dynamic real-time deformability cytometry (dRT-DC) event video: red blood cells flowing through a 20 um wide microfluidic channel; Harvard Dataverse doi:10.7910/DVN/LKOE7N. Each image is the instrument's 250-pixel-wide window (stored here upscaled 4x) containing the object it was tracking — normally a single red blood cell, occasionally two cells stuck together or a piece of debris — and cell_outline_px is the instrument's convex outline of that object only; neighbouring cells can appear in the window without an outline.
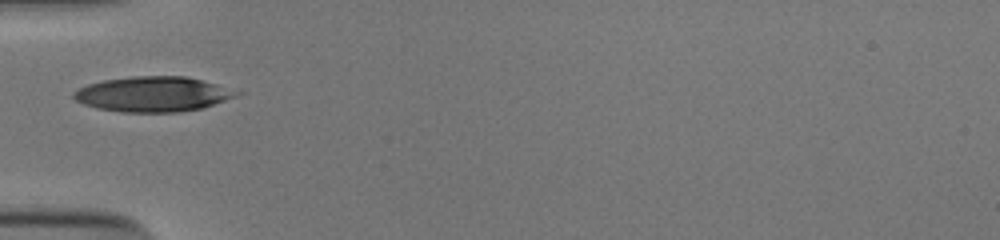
{"species": "human", "species_latin": "Homo sapiens", "temperature_condition": "cold", "stored_images_in_passage": 27, "camera_frame_rate_fps": 3000, "um_per_image_px": 0.085, "donor": {"sex": "male"}, "frame": {"image": 1, "passage_image": 1, "time_ms": 0.0, "image_size_px": [1000, 240], "cell_outline_px": [[244, 92], [236, 96], [200, 108], [180, 112], [124, 112], [96, 108], [84, 104], [76, 100], [72, 96], [72, 92], [88, 84], [104, 80], [132, 76], [184, 76], [216, 84]], "centroid_in_image_um": [12.98, 8.0], "position_along_channel_um": 72.0, "area_um2": 33.06}}
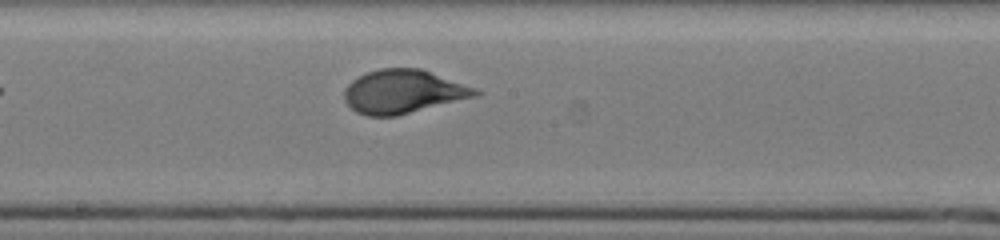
{"frame": {"image": 2, "passage_image": 12, "time_ms": 3.667, "image_size_px": [1000, 240], "cell_outline_px": [[484, 92], [476, 96], [396, 116], [368, 116], [356, 112], [344, 100], [344, 88], [352, 80], [368, 72], [380, 68], [420, 68], [476, 88]], "centroid_in_image_um": [34.26, 7.79], "position_along_channel_um": 213.9, "area_um2": 33.12}}
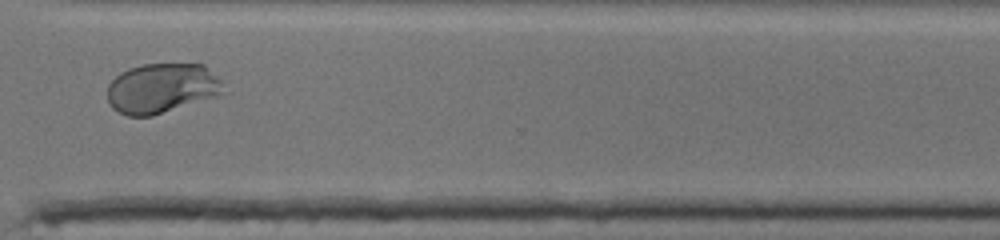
{"frame": {"image": 3, "passage_image": 23, "time_ms": 7.333, "image_size_px": [1000, 240], "cell_outline_px": [[220, 92], [212, 96], [152, 116], [128, 116], [112, 108], [108, 104], [108, 84], [120, 72], [128, 68], [140, 64], [204, 64], [220, 80]], "centroid_in_image_um": [13.64, 7.48], "position_along_channel_um": 357.0, "area_um2": 33.06}, "authors_computed_cell_mechanics": {"area_um2": 33.0038, "velocity_mm_per_s": 3.8924, "shape_relaxation_time_tau1_ms": 4.0806, "shape_relaxation_time_tau2_ms": null, "deformation_change_tau1": 0.2001, "deformation_change_tau2": null}}